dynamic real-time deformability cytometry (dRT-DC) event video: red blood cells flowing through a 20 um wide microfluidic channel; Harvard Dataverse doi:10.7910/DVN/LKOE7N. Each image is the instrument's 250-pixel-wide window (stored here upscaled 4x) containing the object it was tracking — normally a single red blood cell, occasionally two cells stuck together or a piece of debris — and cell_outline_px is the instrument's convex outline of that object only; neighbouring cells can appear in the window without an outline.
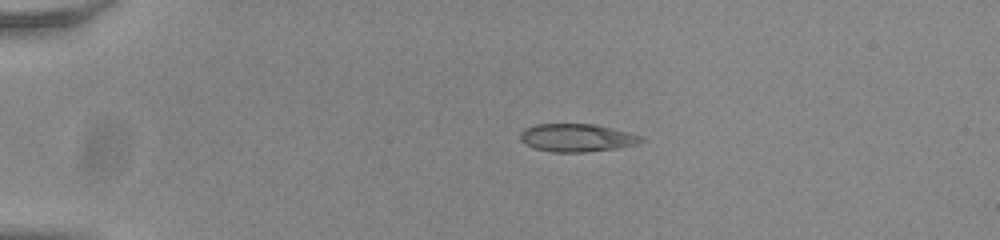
{"species": "common noctule bat (a hibernating species)", "species_latin": "Nyctalus noctula", "temperature_condition": "room temperature", "stored_images_in_passage": 43, "camera_frame_rate_fps": 3000, "um_per_image_px": 0.085, "animal": {"sex": "male", "body_mass_g": 20.0, "forearm_length_mm": 53.3}, "frame": {"image": 1, "passage_image": 1, "time_ms": 0.0, "image_size_px": [1000, 240], "cell_outline_px": [[644, 140], [640, 144], [620, 148], [588, 152], [552, 152], [532, 148], [524, 144], [520, 140], [520, 132], [524, 128], [536, 124], [592, 124], [612, 128], [628, 132], [640, 136]], "centroid_in_image_um": [49.01, 11.72], "position_along_channel_um": 36.0, "area_um2": 19.94}}
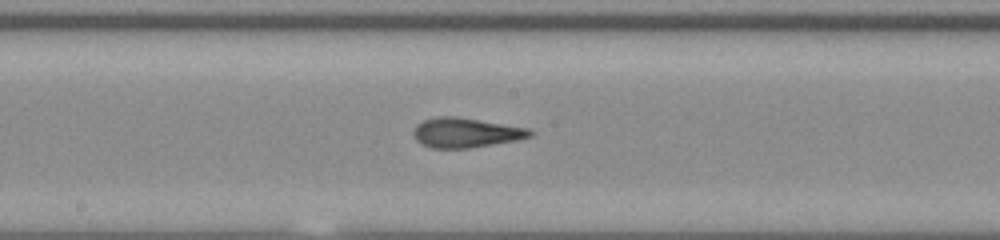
{"frame": {"image": 2, "passage_image": 19, "time_ms": 6.0, "image_size_px": [1000, 240], "cell_outline_px": [[536, 132], [532, 136], [516, 140], [468, 148], [432, 148], [420, 144], [416, 140], [412, 132], [416, 124], [424, 120], [436, 116], [456, 116], [528, 128]], "centroid_in_image_um": [39.57, 11.27], "position_along_channel_um": 208.6, "area_um2": 20.23}}
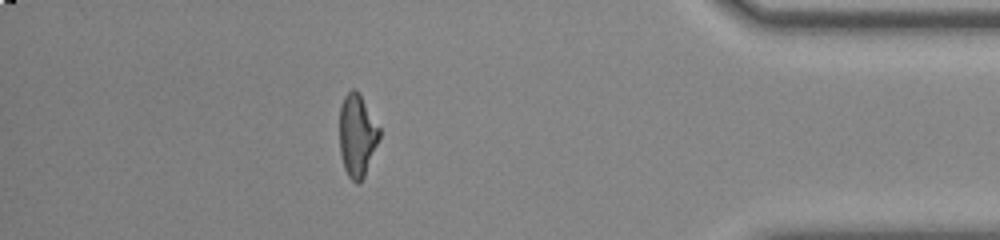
{"frame": {"image": 3, "passage_image": 37, "time_ms": 12.0, "image_size_px": [1000, 240], "cell_outline_px": [[380, 136], [364, 176], [356, 184], [348, 176], [344, 168], [340, 152], [340, 108], [344, 96], [352, 88], [356, 88], [360, 92], [380, 128]], "centroid_in_image_um": [30.35, 11.46], "position_along_channel_um": 404.8, "area_um2": 19.13}, "authors_computed_cell_mechanics": {"area_um2": 19.7676, "velocity_mm_per_s": 3.845, "shape_relaxation_time_tau1_ms": 10.3995, "shape_relaxation_time_tau2_ms": 1.4945, "deformation_change_tau1": 0.3016, "deformation_change_tau2": 0.098}}